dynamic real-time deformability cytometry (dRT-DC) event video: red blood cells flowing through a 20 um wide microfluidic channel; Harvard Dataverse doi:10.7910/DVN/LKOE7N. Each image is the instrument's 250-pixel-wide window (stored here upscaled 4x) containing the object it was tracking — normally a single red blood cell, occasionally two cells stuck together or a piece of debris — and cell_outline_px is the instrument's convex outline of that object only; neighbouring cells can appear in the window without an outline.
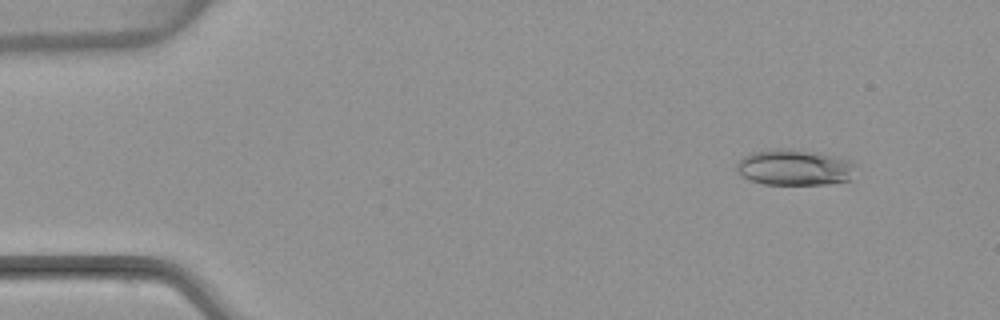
{"species": "common noctule bat (a hibernating species)", "species_latin": "Nyctalus noctula", "temperature_condition": "warm", "stored_images_in_passage": 7, "camera_frame_rate_fps": 3000, "um_per_image_px": 0.085, "animal": {"sex": "female", "body_mass_g": 22.7, "forearm_length_mm": 54.2}, "frame": {"image": 1, "passage_image": 2, "time_ms": 1.333, "image_size_px": [1000, 320], "cell_outline_px": [[852, 164], [848, 180], [828, 184], [764, 184], [752, 180], [736, 172], [736, 164], [744, 156], [752, 152], [776, 148], [784, 148], [820, 152], [848, 160]], "centroid_in_image_um": [67.45, 14.21], "position_along_channel_um": 17.6, "area_um2": 24.51}}
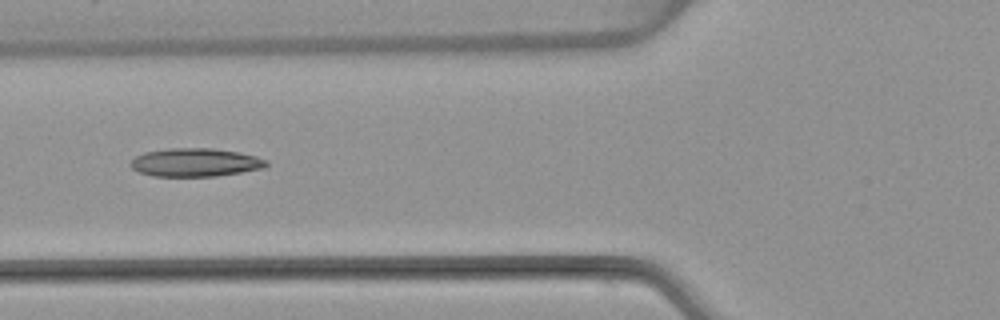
{"frame": {"image": 2, "passage_image": 6, "time_ms": 6.333, "image_size_px": [1000, 320], "cell_outline_px": [[268, 164], [264, 168], [216, 176], [152, 176], [140, 172], [132, 168], [128, 164], [136, 156], [144, 152], [168, 148], [212, 148], [240, 152], [256, 156], [268, 160]], "centroid_in_image_um": [16.6, 13.8], "position_along_channel_um": 109.2, "area_um2": 22.48}}
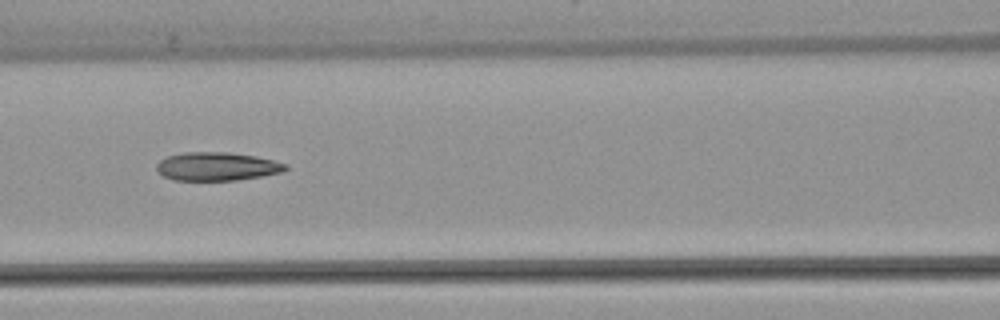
{"frame": {"image": 3, "passage_image": 7, "time_ms": 7.333, "image_size_px": [1000, 320], "cell_outline_px": [[288, 168], [284, 172], [236, 180], [172, 180], [164, 176], [156, 168], [156, 164], [160, 160], [168, 156], [184, 152], [228, 152], [256, 156], [288, 164]], "centroid_in_image_um": [18.45, 14.14], "position_along_channel_um": 148.1, "area_um2": 21.33}}